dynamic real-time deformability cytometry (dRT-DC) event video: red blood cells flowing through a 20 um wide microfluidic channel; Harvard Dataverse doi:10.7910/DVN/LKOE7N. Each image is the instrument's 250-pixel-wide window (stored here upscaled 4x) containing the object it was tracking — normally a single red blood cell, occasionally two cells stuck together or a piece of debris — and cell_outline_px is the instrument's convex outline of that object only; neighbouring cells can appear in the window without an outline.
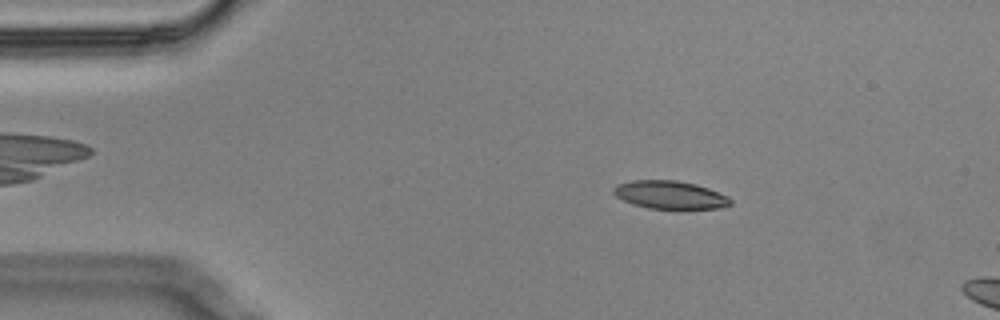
{"species": "Egyptian fruit bat (a non-hibernating species)", "species_latin": "Rousettus aegyptiacus", "temperature_condition": "cold", "stored_images_in_passage": 13, "camera_frame_rate_fps": 3000, "um_per_image_px": 0.085, "animal": {"sex": "male"}, "frame": {"image": 1, "passage_image": 8, "time_ms": 2.333, "image_size_px": [1000, 320], "cell_outline_px": [[732, 204], [720, 208], [648, 208], [632, 204], [616, 196], [612, 192], [612, 188], [616, 184], [632, 180], [676, 180], [696, 184], [708, 188], [728, 196], [732, 200]], "centroid_in_image_um": [56.93, 16.55], "position_along_channel_um": 28.1, "area_um2": 19.07}}